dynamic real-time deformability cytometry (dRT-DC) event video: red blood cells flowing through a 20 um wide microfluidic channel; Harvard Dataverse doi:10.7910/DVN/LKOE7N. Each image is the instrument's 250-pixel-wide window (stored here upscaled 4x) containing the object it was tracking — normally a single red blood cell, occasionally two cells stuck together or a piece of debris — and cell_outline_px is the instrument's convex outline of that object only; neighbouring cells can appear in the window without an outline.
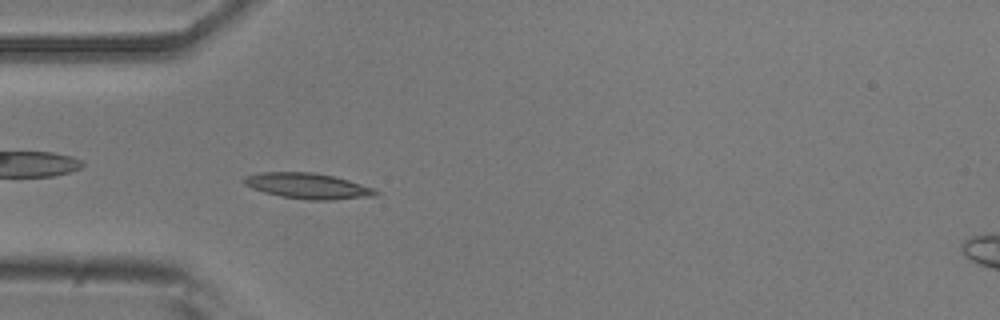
{"species": "common noctule bat (a hibernating species)", "species_latin": "Nyctalus noctula", "temperature_condition": "room temperature", "stored_images_in_passage": 52, "camera_frame_rate_fps": 3000, "um_per_image_px": 0.085, "animal": {"sex": "male", "body_mass_g": 20.5, "forearm_length_mm": 52.5}, "frame": {"image": 1, "passage_image": 15, "time_ms": 4.667, "image_size_px": [1000, 320], "cell_outline_px": [[380, 192], [376, 196], [332, 200], [308, 200], [280, 196], [264, 192], [252, 188], [244, 184], [240, 180], [244, 176], [260, 172], [312, 172], [332, 176], [348, 180], [376, 188]], "centroid_in_image_um": [26.16, 15.81], "position_along_channel_um": 58.8, "area_um2": 19.88}}
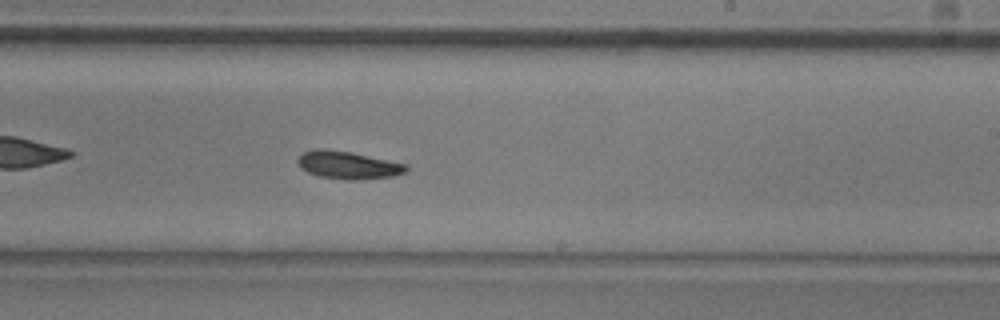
{"frame": {"image": 2, "passage_image": 31, "time_ms": 10.0, "image_size_px": [1000, 320], "cell_outline_px": [[408, 172], [392, 176], [352, 180], [348, 180], [320, 176], [308, 172], [300, 168], [296, 160], [304, 152], [316, 148], [328, 148], [352, 152], [408, 164]], "centroid_in_image_um": [29.59, 14.01], "position_along_channel_um": 259.4, "area_um2": 17.63}}
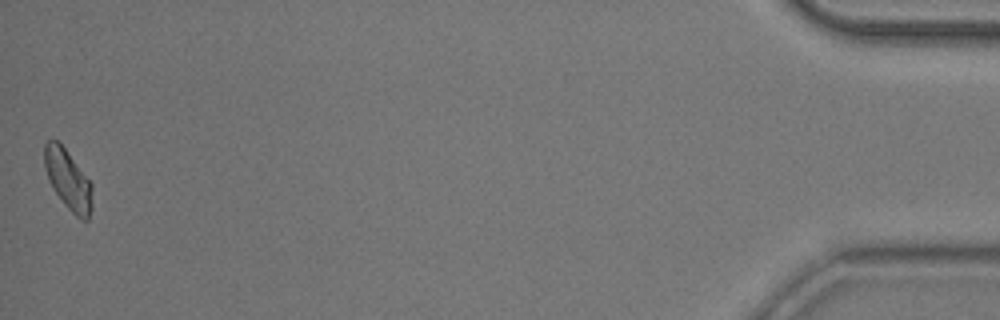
{"frame": {"image": 3, "passage_image": 52, "time_ms": 17.0, "image_size_px": [1000, 320], "cell_outline_px": [[92, 208], [88, 220], [80, 220], [64, 204], [52, 188], [48, 180], [44, 168], [44, 144], [48, 140], [56, 140], [64, 148], [92, 184]], "centroid_in_image_um": [5.77, 15.31], "position_along_channel_um": 429.4, "area_um2": 16.65}, "authors_computed_cell_mechanics": {"area_um2": 17.4845, "velocity_mm_per_s": 3.8014, "shape_relaxation_time_tau1_ms": 3.5266, "shape_relaxation_time_tau2_ms": null, "deformation_change_tau1": 0.0908, "deformation_change_tau2": null}}